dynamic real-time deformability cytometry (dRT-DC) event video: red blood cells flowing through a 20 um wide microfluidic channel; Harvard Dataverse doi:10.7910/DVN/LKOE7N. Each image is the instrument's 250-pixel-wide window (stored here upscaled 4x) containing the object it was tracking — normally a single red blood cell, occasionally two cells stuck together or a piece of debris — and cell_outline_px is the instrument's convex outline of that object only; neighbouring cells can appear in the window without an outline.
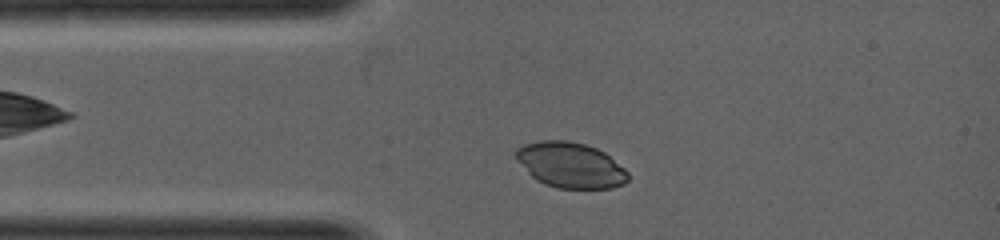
{"species": "common noctule bat (a hibernating species)", "species_latin": "Nyctalus noctula", "temperature_condition": "warm", "stored_images_in_passage": 3, "camera_frame_rate_fps": 5000, "um_per_image_px": 0.085, "animal": {"sex": "female", "body_mass_g": 19.0, "forearm_length_mm": 53.3}, "frame": {"image": 1, "passage_image": 1, "time_ms": 0.0, "image_size_px": [1000, 240], "cell_outline_px": [[628, 180], [624, 184], [612, 188], [556, 188], [544, 184], [536, 180], [528, 172], [516, 156], [516, 148], [520, 144], [540, 140], [568, 140], [584, 144], [596, 148], [604, 152], [624, 168], [628, 172]], "centroid_in_image_um": [48.49, 14.02], "position_along_channel_um": 36.5, "area_um2": 29.65}}
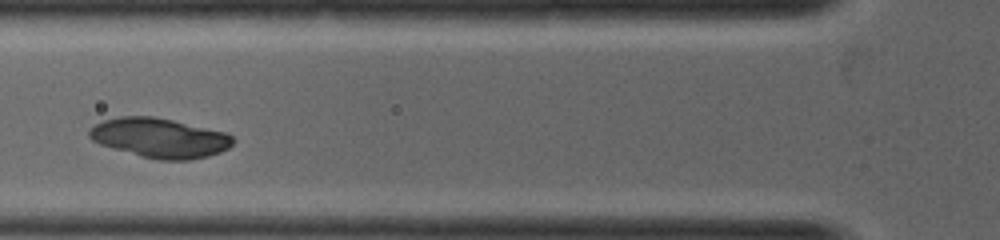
{"frame": {"image": 2, "passage_image": 3, "time_ms": 0.4, "image_size_px": [1000, 240], "cell_outline_px": [[236, 140], [228, 148], [220, 152], [208, 156], [188, 160], [156, 160], [140, 156], [100, 144], [92, 140], [88, 136], [88, 128], [104, 120], [120, 116], [156, 116], [228, 132]], "centroid_in_image_um": [13.59, 11.71], "position_along_channel_um": 112.2, "area_um2": 33.47}}